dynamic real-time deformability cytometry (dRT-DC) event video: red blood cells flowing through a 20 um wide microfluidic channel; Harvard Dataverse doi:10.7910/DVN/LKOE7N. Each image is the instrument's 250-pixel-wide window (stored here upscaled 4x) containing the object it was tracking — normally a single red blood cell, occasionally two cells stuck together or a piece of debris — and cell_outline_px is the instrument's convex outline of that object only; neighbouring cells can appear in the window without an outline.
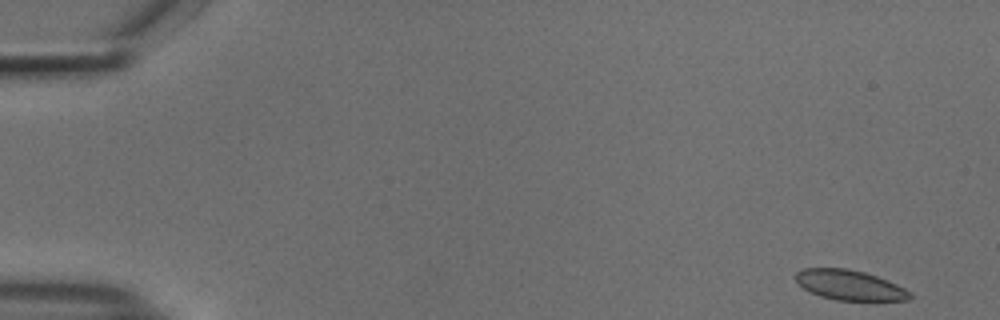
{"species": "common noctule bat (a hibernating species)", "species_latin": "Nyctalus noctula", "temperature_condition": "cold", "stored_images_in_passage": 52, "camera_frame_rate_fps": 3000, "um_per_image_px": 0.085, "animal": {"sex": "male", "body_mass_g": 18.8}, "frame": {"image": 1, "passage_image": 1, "time_ms": 0.0, "image_size_px": [1000, 320], "cell_outline_px": [[912, 296], [908, 300], [836, 300], [820, 296], [804, 288], [792, 276], [796, 272], [804, 268], [848, 268], [864, 272], [876, 276], [896, 284], [912, 292]], "centroid_in_image_um": [72.2, 24.22], "position_along_channel_um": 12.8, "area_um2": 19.88}}
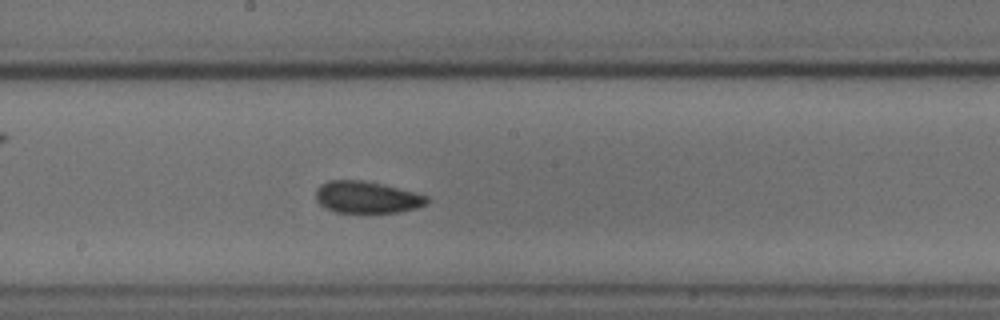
{"frame": {"image": 2, "passage_image": 28, "time_ms": 9.0, "image_size_px": [1000, 320], "cell_outline_px": [[428, 204], [416, 208], [400, 212], [336, 212], [324, 208], [316, 200], [316, 188], [320, 184], [328, 180], [364, 180], [416, 192], [428, 196]], "centroid_in_image_um": [31.17, 16.76], "position_along_channel_um": 217.0, "area_um2": 20.75}}
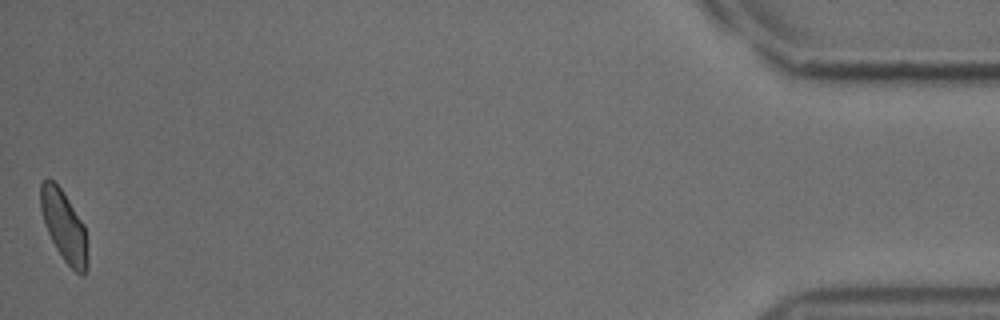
{"frame": {"image": 3, "passage_image": 52, "time_ms": 17.0, "image_size_px": [1000, 320], "cell_outline_px": [[88, 268], [84, 276], [80, 276], [64, 260], [56, 248], [48, 232], [40, 208], [40, 184], [48, 176], [60, 188], [84, 224], [88, 256]], "centroid_in_image_um": [5.45, 19.24], "position_along_channel_um": 429.7, "area_um2": 19.25}, "authors_computed_cell_mechanics": {"area_um2": 20.6635, "velocity_mm_per_s": 3.7562, "shape_relaxation_time_tau1_ms": null, "shape_relaxation_time_tau2_ms": 2.8384, "deformation_change_tau1": null, "deformation_change_tau2": 0.0762}}